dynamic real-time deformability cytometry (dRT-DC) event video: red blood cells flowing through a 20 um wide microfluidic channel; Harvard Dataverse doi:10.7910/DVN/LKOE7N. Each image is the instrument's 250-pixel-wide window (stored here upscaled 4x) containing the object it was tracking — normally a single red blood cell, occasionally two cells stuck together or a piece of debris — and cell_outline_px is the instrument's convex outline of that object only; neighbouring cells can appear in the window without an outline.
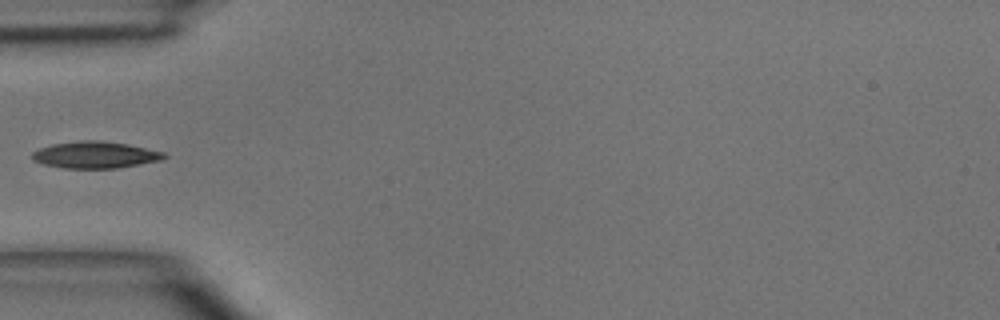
{"species": "common noctule bat (a hibernating species)", "species_latin": "Nyctalus noctula", "temperature_condition": "room temperature", "stored_images_in_passage": 3, "camera_frame_rate_fps": 3000, "um_per_image_px": 0.085, "animal": {"sex": "male", "body_mass_g": 15.6}, "frame": {"image": 1, "passage_image": 2, "time_ms": 1.333, "image_size_px": [1000, 320], "cell_outline_px": [[168, 156], [164, 160], [116, 168], [64, 168], [44, 164], [32, 160], [32, 152], [40, 148], [52, 144], [80, 140], [100, 140], [128, 144], [164, 152]], "centroid_in_image_um": [8.11, 13.16], "position_along_channel_um": 76.9, "area_um2": 20.63}}
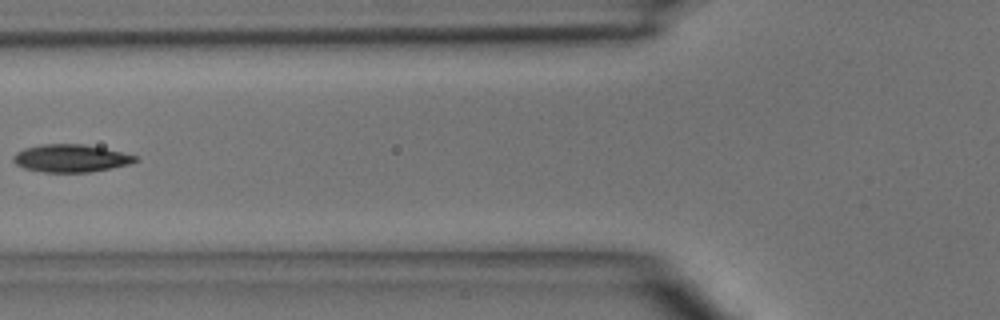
{"frame": {"image": 2, "passage_image": 3, "time_ms": 2.333, "image_size_px": [1000, 320], "cell_outline_px": [[140, 160], [128, 164], [112, 168], [88, 172], [44, 172], [24, 168], [16, 164], [12, 160], [12, 156], [16, 152], [24, 148], [40, 144], [84, 144], [104, 148], [136, 156]], "centroid_in_image_um": [5.98, 13.45], "position_along_channel_um": 119.8, "area_um2": 19.65}}